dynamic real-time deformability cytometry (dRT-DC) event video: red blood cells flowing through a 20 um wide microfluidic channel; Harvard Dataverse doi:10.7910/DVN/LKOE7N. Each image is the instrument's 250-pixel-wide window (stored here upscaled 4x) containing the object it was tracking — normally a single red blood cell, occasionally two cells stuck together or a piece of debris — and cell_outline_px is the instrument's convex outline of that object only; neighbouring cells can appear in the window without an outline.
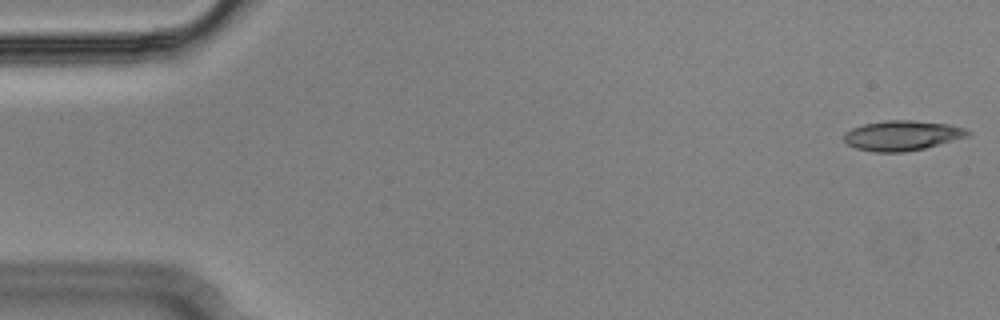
{"species": "Egyptian fruit bat (a non-hibernating species)", "species_latin": "Rousettus aegyptiacus", "temperature_condition": "cold", "stored_images_in_passage": 51, "camera_frame_rate_fps": 3000, "um_per_image_px": 0.085, "animal": {"sex": "male"}, "frame": {"image": 1, "passage_image": 1, "time_ms": 0.0, "image_size_px": [1000, 320], "cell_outline_px": [[972, 132], [968, 136], [924, 148], [904, 152], [872, 152], [856, 148], [848, 144], [844, 140], [844, 132], [852, 128], [864, 124], [884, 120], [912, 120], [948, 124], [964, 128]], "centroid_in_image_um": [76.66, 11.51], "position_along_channel_um": 8.3, "area_um2": 21.56}}
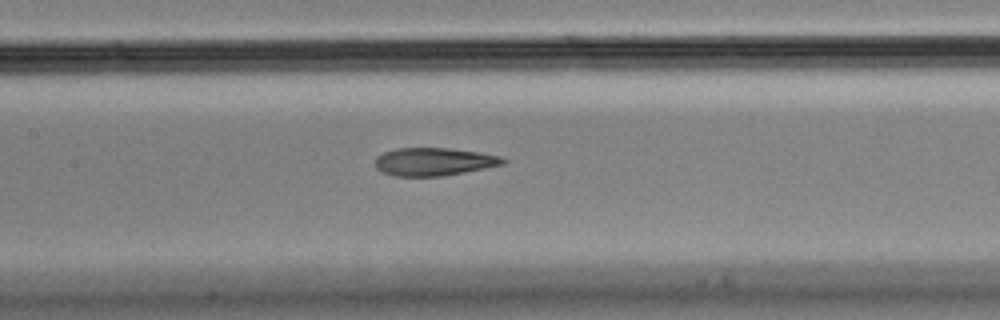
{"frame": {"image": 2, "passage_image": 25, "time_ms": 8.0, "image_size_px": [1000, 320], "cell_outline_px": [[508, 160], [504, 164], [464, 172], [440, 176], [396, 176], [384, 172], [376, 168], [376, 156], [384, 152], [396, 148], [448, 148], [480, 152], [500, 156]], "centroid_in_image_um": [36.89, 13.73], "position_along_channel_um": 170.5, "area_um2": 20.69}}
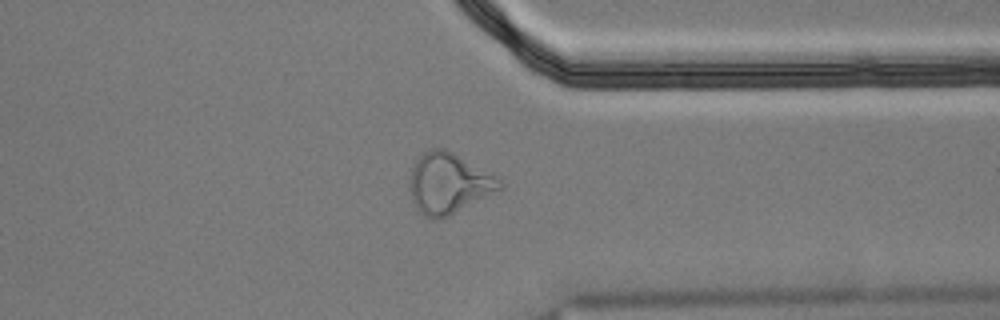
{"frame": {"image": 3, "passage_image": 42, "time_ms": 13.667, "image_size_px": [1000, 320], "cell_outline_px": [[504, 188], [448, 216], [436, 220], [432, 220], [424, 216], [416, 208], [412, 200], [408, 184], [408, 176], [416, 160], [424, 152], [432, 148], [444, 148], [500, 176], [504, 180]], "centroid_in_image_um": [38.15, 15.58], "position_along_channel_um": 373.2, "area_um2": 32.37}, "authors_computed_cell_mechanics": {"area_um2": 21.5594, "velocity_mm_per_s": 3.6338, "shape_relaxation_time_tau1_ms": null, "shape_relaxation_time_tau2_ms": 3.1481, "deformation_change_tau1": null, "deformation_change_tau2": 0.1341}}